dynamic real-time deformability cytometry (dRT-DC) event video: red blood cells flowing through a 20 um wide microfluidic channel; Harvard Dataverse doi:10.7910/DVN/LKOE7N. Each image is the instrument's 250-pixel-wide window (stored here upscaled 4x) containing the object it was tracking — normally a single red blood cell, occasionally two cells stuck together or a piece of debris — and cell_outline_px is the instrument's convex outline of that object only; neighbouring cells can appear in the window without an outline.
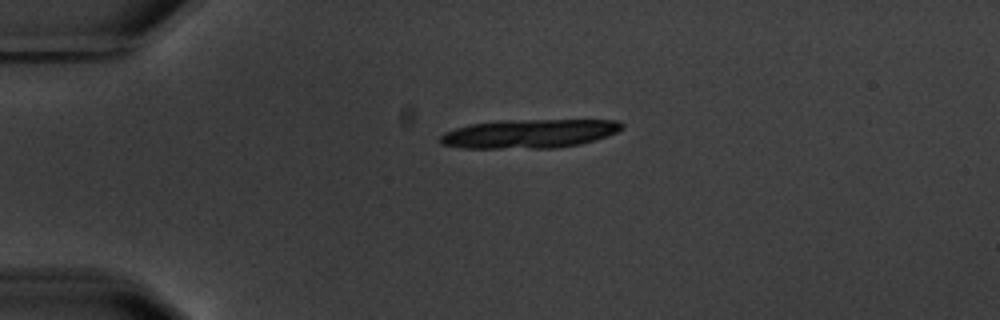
{"species": "common noctule bat (a hibernating species)", "species_latin": "Nyctalus noctula", "temperature_condition": "warm", "stored_images_in_passage": 4, "segment_of_instrument_passage": [1, 2], "camera_frame_rate_fps": 3000, "um_per_image_px": 0.085, "animal": {"sex": "male", "body_mass_g": 20.1, "forearm_length_mm": 53.5}, "frame": {"image": 1, "passage_image": 1, "time_ms": 0.0, "image_size_px": [1000, 320], "cell_outline_px": [[624, 128], [608, 136], [596, 140], [580, 144], [556, 148], [460, 148], [440, 144], [440, 136], [444, 132], [468, 124], [500, 120], [620, 120], [624, 124]], "centroid_in_image_um": [44.99, 11.36], "position_along_channel_um": 40.0, "area_um2": 30.87}}